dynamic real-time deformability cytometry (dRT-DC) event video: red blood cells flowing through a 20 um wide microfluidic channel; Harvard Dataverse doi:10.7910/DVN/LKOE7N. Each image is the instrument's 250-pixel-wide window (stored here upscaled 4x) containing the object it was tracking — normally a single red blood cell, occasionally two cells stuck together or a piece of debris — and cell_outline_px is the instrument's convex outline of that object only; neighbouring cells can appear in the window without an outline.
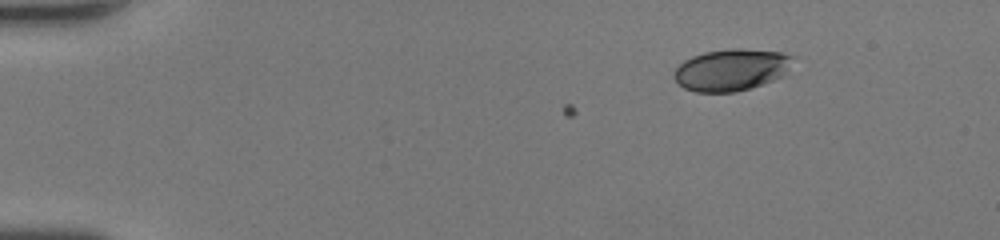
{"species": "human", "species_latin": "Homo sapiens", "temperature_condition": "room temperature", "stored_images_in_passage": 42, "camera_frame_rate_fps": 3000, "um_per_image_px": 0.085, "donor": {"sex": "female"}, "frame": {"image": 1, "passage_image": 1, "time_ms": 0.0, "image_size_px": [1000, 240], "cell_outline_px": [[796, 56], [784, 76], [736, 92], [696, 92], [684, 88], [672, 76], [672, 72], [684, 60], [692, 56], [704, 52], [732, 48], [740, 48], [780, 52]], "centroid_in_image_um": [62.16, 5.92], "position_along_channel_um": 22.8, "area_um2": 29.02}}
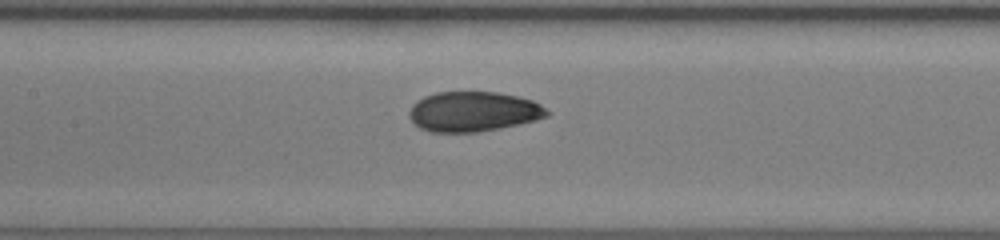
{"frame": {"image": 2, "passage_image": 18, "time_ms": 5.667, "image_size_px": [1000, 240], "cell_outline_px": [[552, 112], [548, 116], [536, 120], [520, 124], [500, 128], [476, 132], [432, 132], [420, 128], [408, 116], [408, 112], [412, 104], [416, 100], [424, 96], [436, 92], [496, 92], [516, 96], [532, 100], [540, 104]], "centroid_in_image_um": [40.24, 9.48], "position_along_channel_um": 167.2, "area_um2": 32.25}}
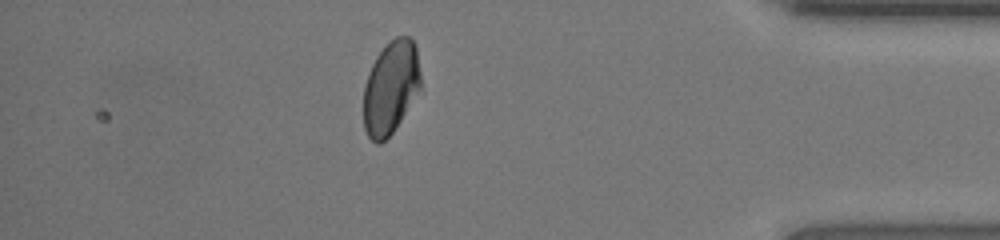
{"frame": {"image": 3, "passage_image": 36, "time_ms": 11.667, "image_size_px": [1000, 240], "cell_outline_px": [[420, 88], [400, 120], [392, 132], [380, 144], [376, 144], [368, 136], [364, 128], [364, 84], [368, 72], [376, 56], [396, 36], [408, 36], [412, 40], [416, 48], [420, 72]], "centroid_in_image_um": [33.19, 7.44], "position_along_channel_um": 402.0, "area_um2": 30.52}, "authors_computed_cell_mechanics": {"area_um2": 32.2813, "velocity_mm_per_s": 4.4654, "shape_relaxation_time_tau1_ms": 10.4106, "shape_relaxation_time_tau2_ms": 0.8583, "deformation_change_tau1": 0.2473, "deformation_change_tau2": 0.0469}}